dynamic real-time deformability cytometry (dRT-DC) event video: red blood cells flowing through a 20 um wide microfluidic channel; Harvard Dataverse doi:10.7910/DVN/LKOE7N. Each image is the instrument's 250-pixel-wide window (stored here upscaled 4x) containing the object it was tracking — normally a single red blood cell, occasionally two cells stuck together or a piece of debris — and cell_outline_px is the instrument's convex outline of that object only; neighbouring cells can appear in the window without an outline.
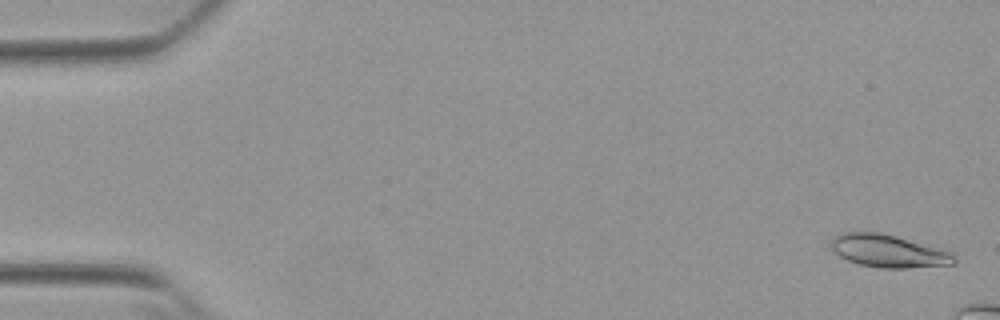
{"species": "Egyptian fruit bat (a non-hibernating species)", "species_latin": "Rousettus aegyptiacus", "temperature_condition": "warm", "stored_images_in_passage": 48, "camera_frame_rate_fps": 3000, "um_per_image_px": 0.085, "animal": {"sex": "female"}, "frame": {"image": 1, "passage_image": 2, "time_ms": 0.333, "image_size_px": [1000, 320], "cell_outline_px": [[956, 264], [904, 268], [880, 268], [860, 264], [848, 260], [840, 256], [832, 248], [832, 240], [840, 232], [880, 232], [896, 236], [940, 248], [956, 256]], "centroid_in_image_um": [75.54, 21.34], "position_along_channel_um": 9.5, "area_um2": 23.24}}
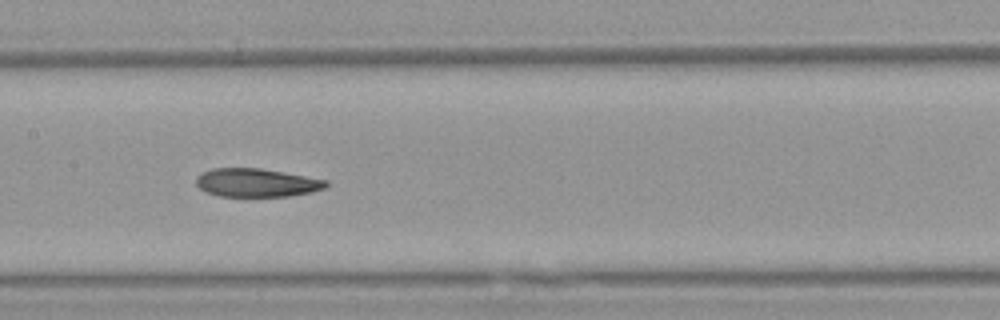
{"frame": {"image": 2, "passage_image": 27, "time_ms": 8.667, "image_size_px": [1000, 320], "cell_outline_px": [[328, 184], [324, 188], [312, 192], [288, 196], [220, 196], [208, 192], [200, 188], [196, 184], [196, 176], [200, 172], [212, 168], [260, 168], [284, 172], [328, 180]], "centroid_in_image_um": [21.8, 15.52], "position_along_channel_um": 185.6, "area_um2": 21.5}}
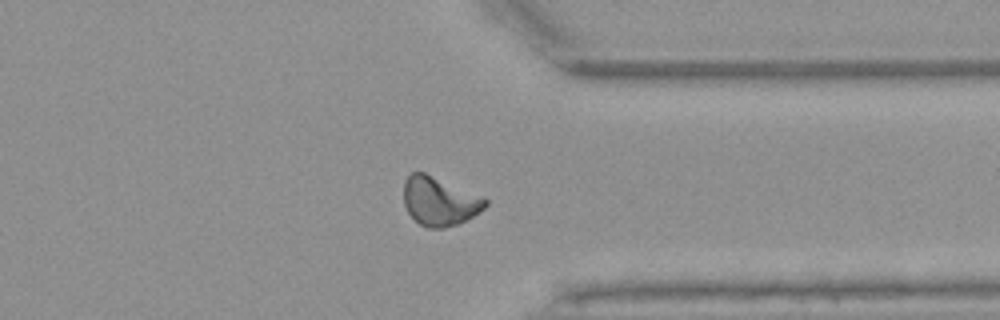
{"frame": {"image": 3, "passage_image": 42, "time_ms": 13.667, "image_size_px": [1000, 320], "cell_outline_px": [[488, 204], [480, 212], [456, 224], [444, 228], [428, 228], [420, 224], [408, 212], [404, 204], [404, 180], [412, 172], [424, 172], [484, 196], [488, 200]], "centroid_in_image_um": [37.37, 17.09], "position_along_channel_um": 374.0, "area_um2": 23.18}, "authors_computed_cell_mechanics": {"area_um2": 22.5998, "velocity_mm_per_s": 3.8369, "shape_relaxation_time_tau1_ms": null, "shape_relaxation_time_tau2_ms": 4.2921, "deformation_change_tau1": null, "deformation_change_tau2": 0.1066}}